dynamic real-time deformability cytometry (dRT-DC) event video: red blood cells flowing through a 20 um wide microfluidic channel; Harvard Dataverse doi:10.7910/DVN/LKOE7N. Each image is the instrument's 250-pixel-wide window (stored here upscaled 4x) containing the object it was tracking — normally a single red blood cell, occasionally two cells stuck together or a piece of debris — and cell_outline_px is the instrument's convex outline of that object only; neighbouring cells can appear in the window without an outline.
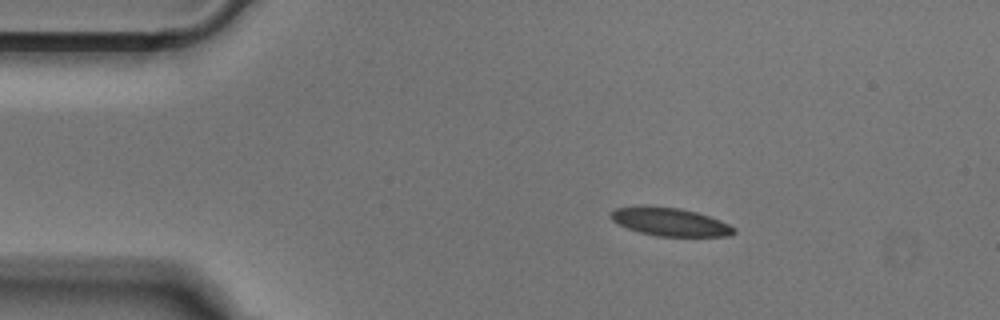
{"species": "Egyptian fruit bat (a non-hibernating species)", "species_latin": "Rousettus aegyptiacus", "temperature_condition": "cold", "stored_images_in_passage": 44, "camera_frame_rate_fps": 3000, "um_per_image_px": 0.085, "animal": {"sex": "male"}, "frame": {"image": 1, "passage_image": 1, "time_ms": 0.0, "image_size_px": [1000, 320], "cell_outline_px": [[736, 232], [728, 236], [656, 236], [640, 232], [628, 228], [612, 220], [608, 216], [616, 208], [640, 204], [680, 208], [696, 212], [720, 220], [736, 228]], "centroid_in_image_um": [56.92, 18.84], "position_along_channel_um": 28.1, "area_um2": 20.35}}
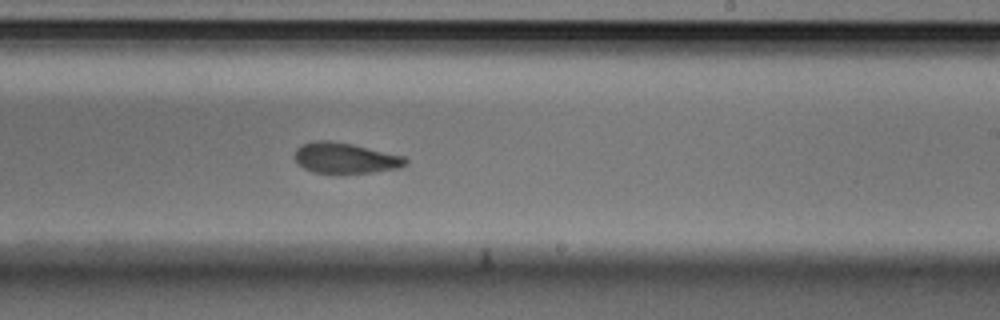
{"frame": {"image": 2, "passage_image": 23, "time_ms": 7.333, "image_size_px": [1000, 320], "cell_outline_px": [[408, 164], [400, 168], [376, 172], [312, 172], [304, 168], [292, 156], [296, 148], [300, 144], [316, 140], [328, 140], [352, 144], [404, 156], [408, 160]], "centroid_in_image_um": [29.34, 13.42], "position_along_channel_um": 259.7, "area_um2": 19.77}}
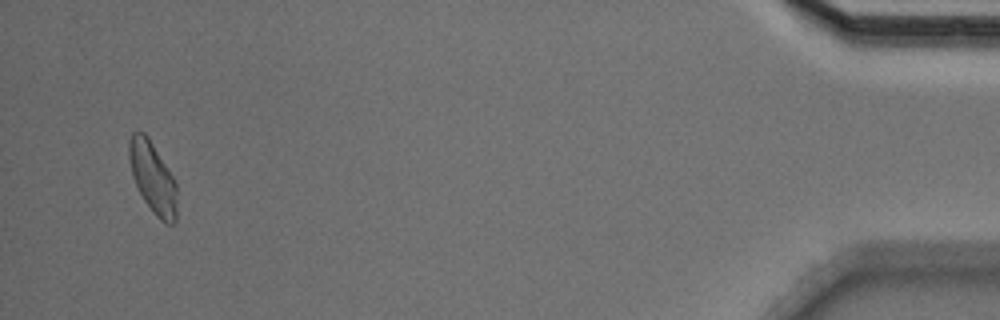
{"frame": {"image": 3, "passage_image": 42, "time_ms": 13.667, "image_size_px": [1000, 320], "cell_outline_px": [[176, 220], [172, 224], [164, 224], [156, 216], [144, 200], [132, 176], [128, 156], [128, 144], [132, 132], [144, 132], [148, 136], [176, 180]], "centroid_in_image_um": [12.98, 15.08], "position_along_channel_um": 422.2, "area_um2": 19.94}}